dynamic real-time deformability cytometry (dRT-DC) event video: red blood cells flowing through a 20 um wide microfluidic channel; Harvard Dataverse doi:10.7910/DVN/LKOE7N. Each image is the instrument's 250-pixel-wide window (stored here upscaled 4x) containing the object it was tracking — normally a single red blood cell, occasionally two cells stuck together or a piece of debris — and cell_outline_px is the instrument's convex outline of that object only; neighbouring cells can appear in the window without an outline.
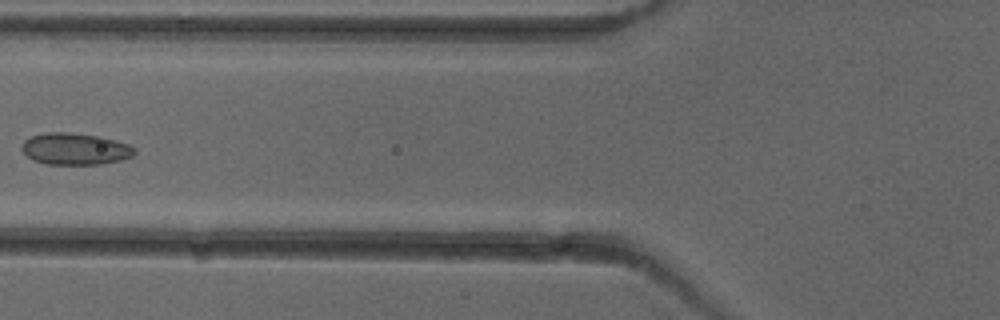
{"species": "common noctule bat (a hibernating species)", "species_latin": "Nyctalus noctula", "temperature_condition": "cold", "stored_images_in_passage": 7, "camera_frame_rate_fps": 3000, "um_per_image_px": 0.085, "animal": {"sex": "female"}, "frame": {"image": 1, "passage_image": 6, "time_ms": 6.0, "image_size_px": [1000, 320], "cell_outline_px": [[136, 152], [132, 156], [120, 160], [100, 164], [48, 164], [32, 160], [20, 148], [24, 140], [32, 136], [44, 132], [68, 132], [100, 136], [116, 140], [128, 144], [136, 148]], "centroid_in_image_um": [6.38, 12.65], "position_along_channel_um": 119.4, "area_um2": 20.92}}
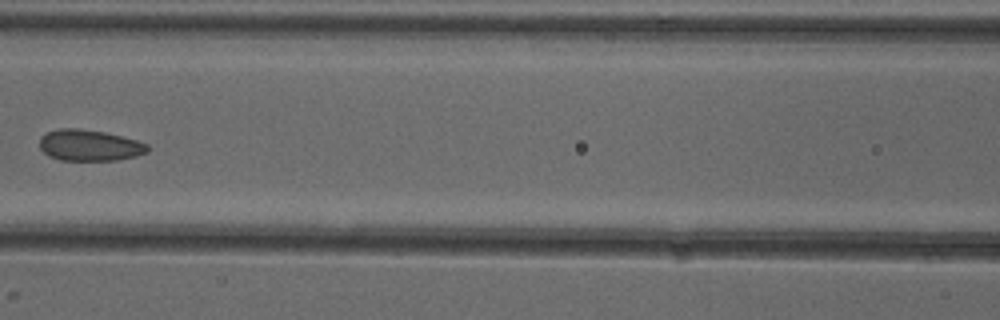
{"frame": {"image": 2, "passage_image": 7, "time_ms": 7.0, "image_size_px": [1000, 320], "cell_outline_px": [[148, 152], [136, 156], [116, 160], [60, 160], [44, 152], [40, 148], [40, 136], [48, 132], [60, 128], [76, 128], [104, 132], [136, 140], [148, 144]], "centroid_in_image_um": [7.61, 12.35], "position_along_channel_um": 159.0, "area_um2": 19.42}}